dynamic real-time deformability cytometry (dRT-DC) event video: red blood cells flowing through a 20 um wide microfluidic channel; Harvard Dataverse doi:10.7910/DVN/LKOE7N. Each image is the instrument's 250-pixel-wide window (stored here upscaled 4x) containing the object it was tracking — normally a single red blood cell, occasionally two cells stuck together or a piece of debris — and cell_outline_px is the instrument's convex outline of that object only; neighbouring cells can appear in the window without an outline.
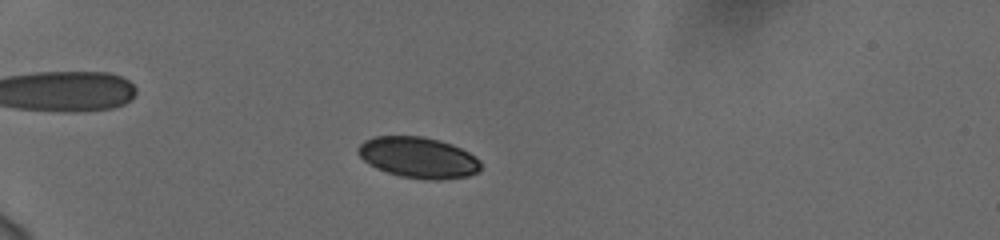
{"species": "human", "species_latin": "Homo sapiens", "temperature_condition": "cold", "stored_images_in_passage": 51, "camera_frame_rate_fps": 3000, "um_per_image_px": 0.085, "donor": {"sex": "female"}, "frame": {"image": 1, "passage_image": 12, "time_ms": 3.667, "image_size_px": [1000, 240], "cell_outline_px": [[480, 172], [468, 176], [440, 180], [428, 180], [400, 176], [376, 168], [368, 164], [356, 152], [356, 148], [364, 140], [372, 136], [424, 136], [440, 140], [452, 144], [476, 156], [480, 160]], "centroid_in_image_um": [35.55, 13.38], "position_along_channel_um": 49.4, "area_um2": 29.59}}
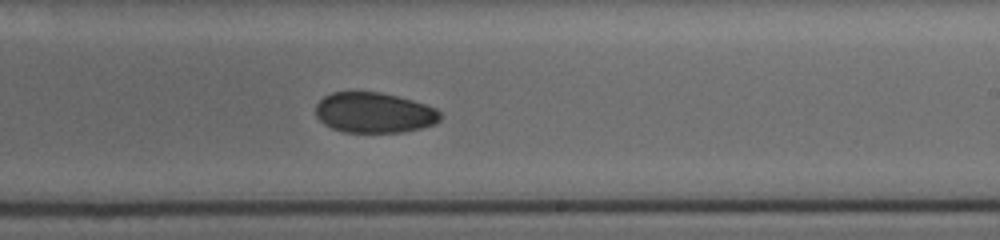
{"frame": {"image": 2, "passage_image": 32, "time_ms": 10.333, "image_size_px": [1000, 240], "cell_outline_px": [[440, 120], [436, 124], [420, 128], [400, 132], [344, 132], [332, 128], [324, 124], [316, 116], [316, 104], [324, 96], [332, 92], [380, 92], [412, 100], [436, 108], [440, 112]], "centroid_in_image_um": [31.79, 9.58], "position_along_channel_um": 257.2, "area_um2": 29.25}}
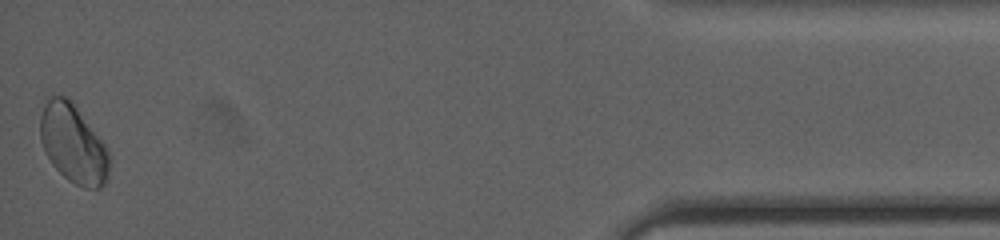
{"frame": {"image": 3, "passage_image": 51, "time_ms": 16.667, "image_size_px": [1000, 240], "cell_outline_px": [[112, 164], [108, 180], [100, 188], [84, 188], [68, 180], [52, 164], [44, 152], [40, 140], [40, 116], [44, 104], [52, 96], [68, 96], [72, 100], [108, 148], [112, 156]], "centroid_in_image_um": [6.27, 12.24], "position_along_channel_um": 428.9, "area_um2": 32.31}}